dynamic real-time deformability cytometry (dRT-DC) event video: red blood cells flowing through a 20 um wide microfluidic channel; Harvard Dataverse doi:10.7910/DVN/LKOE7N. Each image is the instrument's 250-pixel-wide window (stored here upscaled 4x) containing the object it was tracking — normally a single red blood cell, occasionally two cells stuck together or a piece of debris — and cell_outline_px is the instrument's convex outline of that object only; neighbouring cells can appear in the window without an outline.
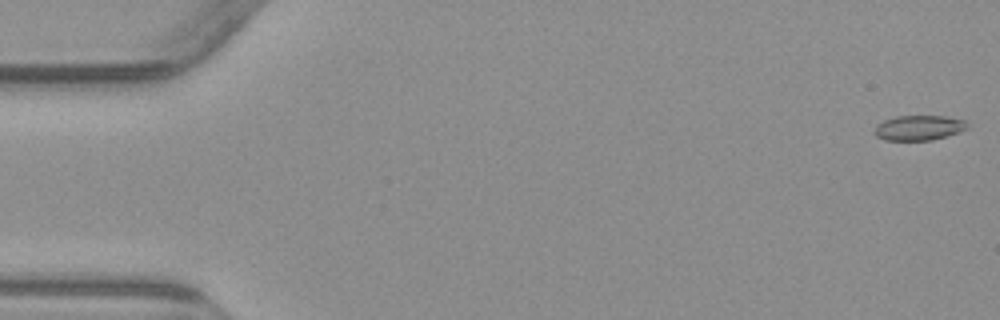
{"species": "common noctule bat (a hibernating species)", "species_latin": "Nyctalus noctula", "temperature_condition": "warm", "stored_images_in_passage": 5, "camera_frame_rate_fps": 3000, "um_per_image_px": 0.085, "animal": {"sex": "male", "body_mass_g": 23.1, "forearm_length_mm": 52.7}, "frame": {"image": 1, "passage_image": 1, "time_ms": 0.0, "image_size_px": [1000, 320], "cell_outline_px": [[968, 128], [960, 132], [948, 136], [932, 140], [884, 140], [876, 136], [872, 132], [876, 124], [884, 120], [896, 116], [944, 116], [964, 120], [968, 124]], "centroid_in_image_um": [78.08, 10.87], "position_along_channel_um": 6.9, "area_um2": 13.7}}
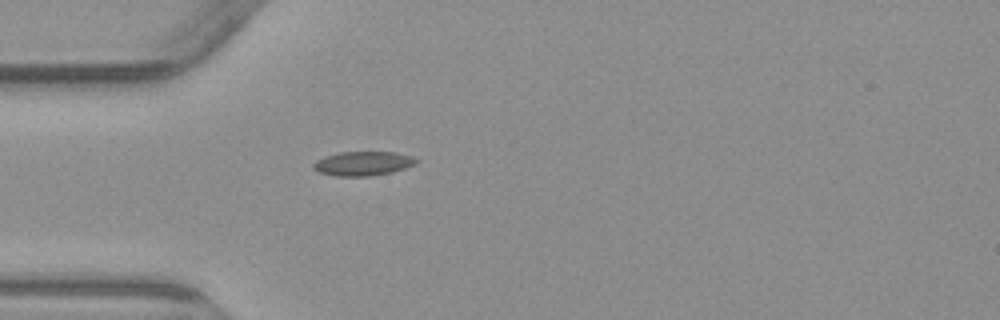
{"frame": {"image": 2, "passage_image": 5, "time_ms": 5.0, "image_size_px": [1000, 320], "cell_outline_px": [[420, 160], [416, 164], [392, 172], [368, 176], [336, 176], [320, 172], [312, 168], [312, 164], [316, 160], [324, 156], [340, 152], [396, 152], [412, 156]], "centroid_in_image_um": [30.86, 13.89], "position_along_channel_um": 54.1, "area_um2": 14.57}}